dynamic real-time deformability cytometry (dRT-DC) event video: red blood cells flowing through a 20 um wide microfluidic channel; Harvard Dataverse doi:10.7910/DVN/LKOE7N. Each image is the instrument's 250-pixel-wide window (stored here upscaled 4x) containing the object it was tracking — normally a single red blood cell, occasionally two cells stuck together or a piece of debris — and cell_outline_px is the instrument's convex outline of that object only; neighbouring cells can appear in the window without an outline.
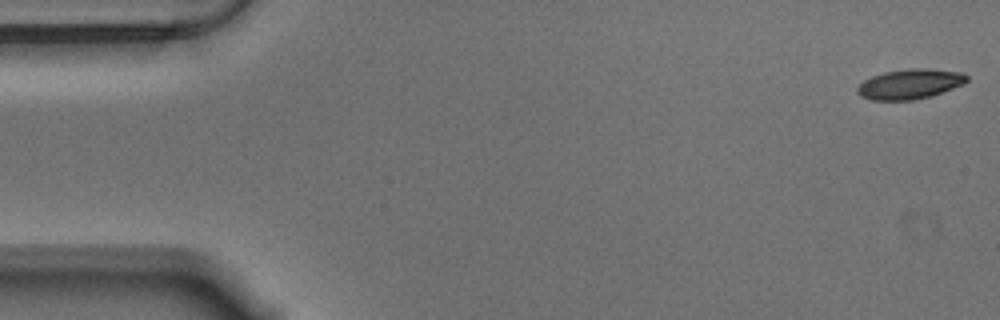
{"species": "Egyptian fruit bat (a non-hibernating species)", "species_latin": "Rousettus aegyptiacus", "temperature_condition": "warm", "stored_images_in_passage": 13, "camera_frame_rate_fps": 3000, "um_per_image_px": 0.085, "animal": {"sex": "male"}, "frame": {"image": 1, "passage_image": 1, "time_ms": 0.0, "image_size_px": [1000, 320], "cell_outline_px": [[968, 80], [964, 84], [928, 96], [912, 100], [872, 100], [860, 96], [856, 92], [856, 88], [864, 80], [872, 76], [884, 72], [908, 68], [928, 68], [964, 72], [968, 76]], "centroid_in_image_um": [77.33, 7.12], "position_along_channel_um": 7.7, "area_um2": 19.13}}